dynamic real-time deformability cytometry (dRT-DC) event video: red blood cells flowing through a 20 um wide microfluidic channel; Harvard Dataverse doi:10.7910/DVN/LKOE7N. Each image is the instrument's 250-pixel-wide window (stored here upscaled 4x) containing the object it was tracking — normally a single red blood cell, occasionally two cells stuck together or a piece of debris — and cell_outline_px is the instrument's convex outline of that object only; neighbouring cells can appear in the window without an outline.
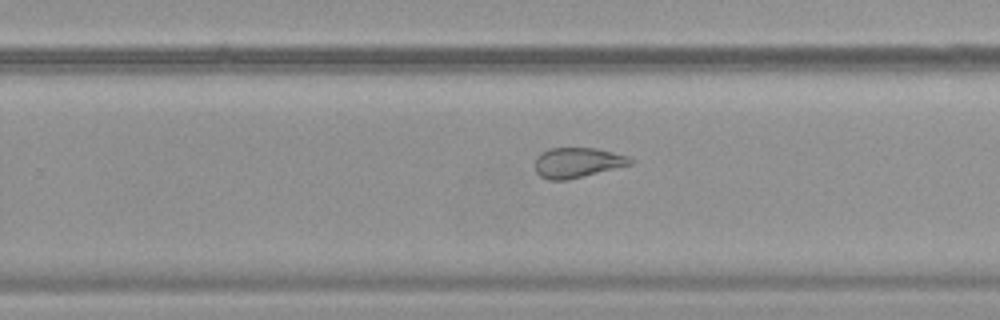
{"species": "common noctule bat (a hibernating species)", "species_latin": "Nyctalus noctula", "temperature_condition": "warm", "stored_images_in_passage": 45, "camera_frame_rate_fps": 3000, "um_per_image_px": 0.085, "animal": {"sex": "female", "body_mass_g": 19.9}, "frame": {"image": 1, "passage_image": 37, "time_ms": 12.0, "image_size_px": [1000, 320], "cell_outline_px": [[632, 164], [568, 180], [548, 180], [540, 176], [536, 172], [536, 156], [540, 152], [548, 148], [596, 148], [628, 156], [632, 160]], "centroid_in_image_um": [49.04, 13.82], "position_along_channel_um": 280.8, "area_um2": 16.7}}
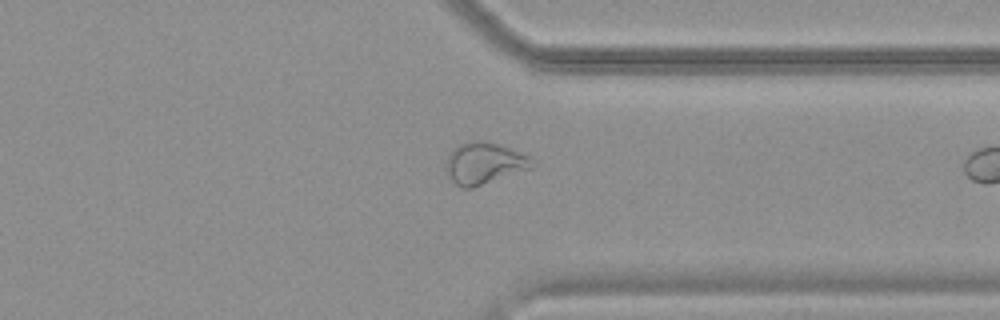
{"frame": {"image": 2, "passage_image": 44, "time_ms": 14.333, "image_size_px": [1000, 320], "cell_outline_px": [[536, 164], [532, 168], [472, 188], [460, 188], [452, 180], [444, 168], [448, 156], [452, 148], [460, 144], [476, 140], [480, 140], [496, 144], [532, 156]], "centroid_in_image_um": [41.17, 13.88], "position_along_channel_um": 370.2, "area_um2": 20.92}}